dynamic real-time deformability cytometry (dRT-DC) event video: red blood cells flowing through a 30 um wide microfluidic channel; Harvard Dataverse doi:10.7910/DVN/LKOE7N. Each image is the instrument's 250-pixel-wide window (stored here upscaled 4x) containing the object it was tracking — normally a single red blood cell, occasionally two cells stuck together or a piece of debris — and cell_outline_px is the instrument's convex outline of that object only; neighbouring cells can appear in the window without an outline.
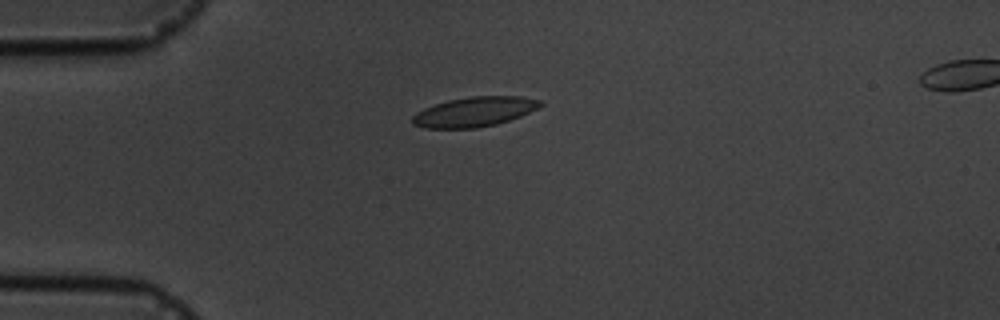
{"species": "common noctule bat (a hibernating species)", "species_latin": "Nyctalus noctula", "temperature_condition": "cold", "stored_images_in_passage": 5, "camera_frame_rate_fps": 3000, "um_per_image_px": 0.085, "animal": {"sex": "male", "body_mass_g": 19.5, "forearm_length_mm": 54.6}, "frame": {"image": 1, "passage_image": 4, "time_ms": 4.0, "image_size_px": [1000, 320], "cell_outline_px": [[544, 104], [520, 116], [496, 124], [476, 128], [424, 128], [412, 124], [412, 116], [416, 112], [424, 108], [448, 100], [468, 96], [520, 96], [544, 100]], "centroid_in_image_um": [40.32, 9.49], "position_along_channel_um": 44.7, "area_um2": 22.2}}